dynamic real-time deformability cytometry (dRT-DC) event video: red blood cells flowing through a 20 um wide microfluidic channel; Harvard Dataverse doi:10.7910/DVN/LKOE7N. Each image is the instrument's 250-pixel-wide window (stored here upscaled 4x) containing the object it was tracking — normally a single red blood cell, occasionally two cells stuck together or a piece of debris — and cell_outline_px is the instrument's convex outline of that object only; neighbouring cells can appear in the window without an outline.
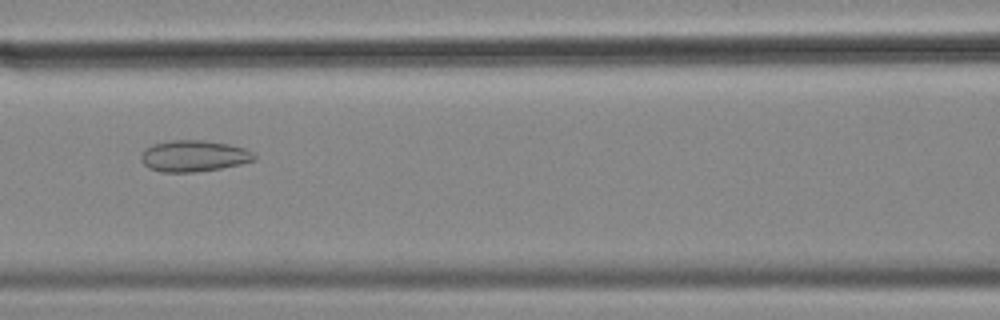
{"species": "common noctule bat (a hibernating species)", "species_latin": "Nyctalus noctula", "temperature_condition": "cold", "stored_images_in_passage": 57, "camera_frame_rate_fps": 3000, "um_per_image_px": 0.085, "animal": {"sex": "female", "body_mass_g": 18.4}, "frame": {"image": 1, "passage_image": 25, "time_ms": 8.0, "image_size_px": [1000, 320], "cell_outline_px": [[256, 160], [240, 164], [220, 168], [196, 172], [160, 172], [148, 168], [140, 160], [140, 156], [144, 148], [152, 144], [172, 140], [204, 140], [228, 144], [244, 148], [252, 152], [256, 156]], "centroid_in_image_um": [16.43, 13.26], "position_along_channel_um": 150.2, "area_um2": 20.81}}
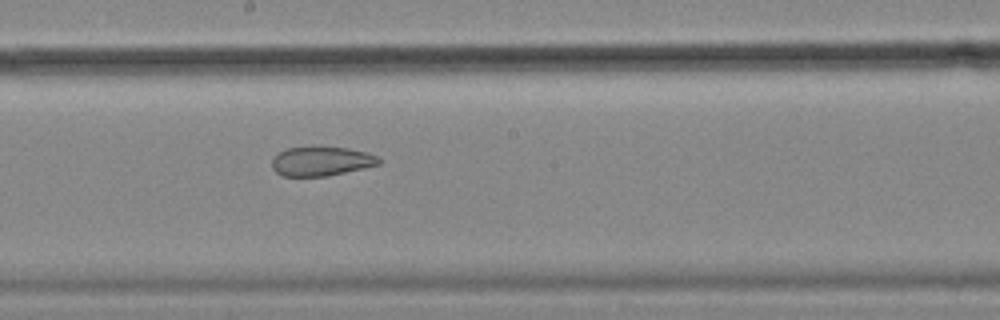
{"frame": {"image": 2, "passage_image": 31, "time_ms": 10.0, "image_size_px": [1000, 320], "cell_outline_px": [[380, 164], [328, 176], [284, 176], [276, 172], [272, 168], [272, 156], [276, 152], [288, 148], [320, 144], [348, 148], [364, 152], [376, 156], [380, 160]], "centroid_in_image_um": [27.24, 13.66], "position_along_channel_um": 221.0, "area_um2": 18.79}}
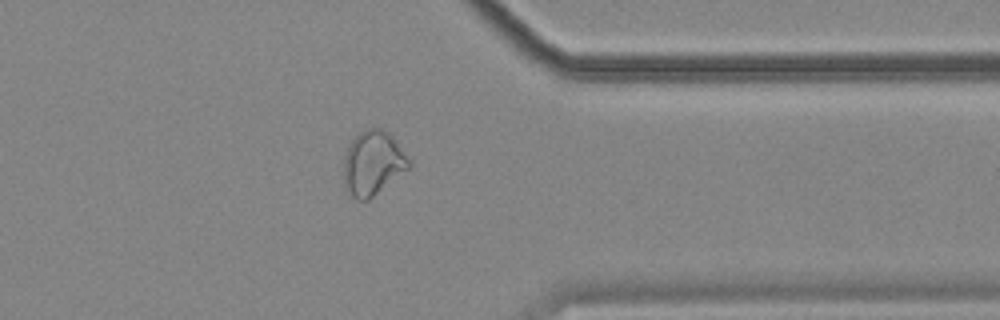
{"frame": {"image": 3, "passage_image": 45, "time_ms": 14.667, "image_size_px": [1000, 320], "cell_outline_px": [[412, 164], [408, 168], [368, 200], [356, 200], [344, 188], [344, 156], [352, 140], [360, 132], [368, 128], [384, 128], [392, 136], [412, 160]], "centroid_in_image_um": [31.7, 13.85], "position_along_channel_um": 379.7, "area_um2": 24.39}, "authors_computed_cell_mechanics": {"area_um2": 26.01, "velocity_mm_per_s": 3.5617, "shape_relaxation_time_tau1_ms": null, "shape_relaxation_time_tau2_ms": 2.6633, "deformation_change_tau1": null, "deformation_change_tau2": 0.0945}}